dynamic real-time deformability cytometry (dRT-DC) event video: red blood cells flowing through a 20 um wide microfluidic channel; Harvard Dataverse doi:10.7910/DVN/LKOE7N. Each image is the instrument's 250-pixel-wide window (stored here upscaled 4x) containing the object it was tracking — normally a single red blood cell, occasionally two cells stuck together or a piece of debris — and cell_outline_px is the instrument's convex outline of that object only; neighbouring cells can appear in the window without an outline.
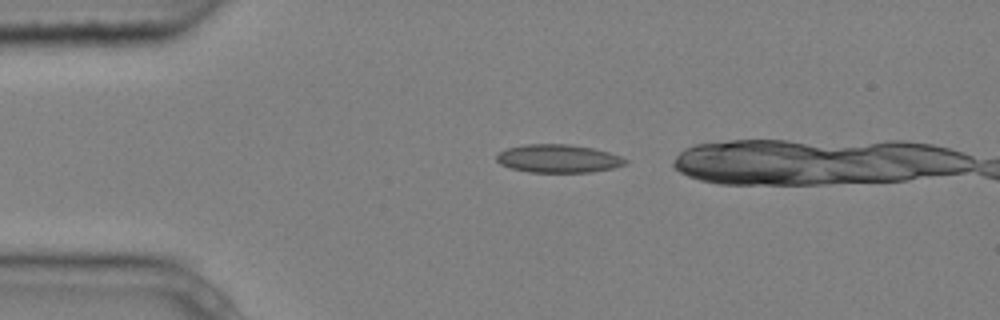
{"species": "common noctule bat (a hibernating species)", "species_latin": "Nyctalus noctula", "temperature_condition": "cold", "stored_images_in_passage": 3, "camera_frame_rate_fps": 3000, "um_per_image_px": 0.085, "animal": {"sex": "male", "body_mass_g": 20.4}, "frame": {"image": 1, "passage_image": 1, "time_ms": 0.0, "image_size_px": [1000, 320], "cell_outline_px": [[628, 164], [612, 168], [592, 172], [528, 172], [512, 168], [500, 164], [496, 160], [496, 152], [508, 148], [524, 144], [568, 144], [592, 148], [608, 152], [620, 156], [628, 160]], "centroid_in_image_um": [47.44, 13.48], "position_along_channel_um": 37.6, "area_um2": 21.21}}